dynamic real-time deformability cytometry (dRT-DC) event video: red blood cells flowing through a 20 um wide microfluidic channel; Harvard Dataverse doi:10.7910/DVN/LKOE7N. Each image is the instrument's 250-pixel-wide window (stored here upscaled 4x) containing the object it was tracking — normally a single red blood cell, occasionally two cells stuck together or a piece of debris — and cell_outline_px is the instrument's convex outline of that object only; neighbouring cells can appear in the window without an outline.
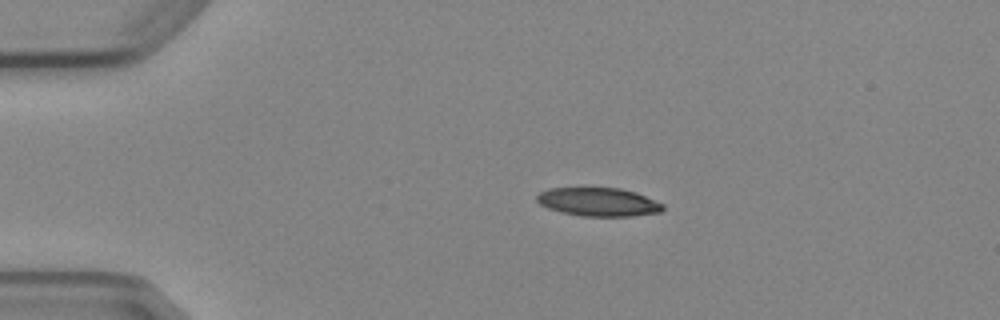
{"species": "Egyptian fruit bat (a non-hibernating species)", "species_latin": "Rousettus aegyptiacus", "temperature_condition": "cold", "stored_images_in_passage": 4, "camera_frame_rate_fps": 3000, "um_per_image_px": 0.085, "animal": {"sex": "female"}, "frame": {"image": 1, "passage_image": 3, "time_ms": 2.333, "image_size_px": [1000, 320], "cell_outline_px": [[664, 208], [660, 212], [632, 216], [580, 216], [560, 212], [548, 208], [540, 204], [536, 200], [536, 196], [540, 192], [548, 188], [620, 188], [636, 192], [664, 204]], "centroid_in_image_um": [50.85, 17.17], "position_along_channel_um": 34.1, "area_um2": 20.98}}